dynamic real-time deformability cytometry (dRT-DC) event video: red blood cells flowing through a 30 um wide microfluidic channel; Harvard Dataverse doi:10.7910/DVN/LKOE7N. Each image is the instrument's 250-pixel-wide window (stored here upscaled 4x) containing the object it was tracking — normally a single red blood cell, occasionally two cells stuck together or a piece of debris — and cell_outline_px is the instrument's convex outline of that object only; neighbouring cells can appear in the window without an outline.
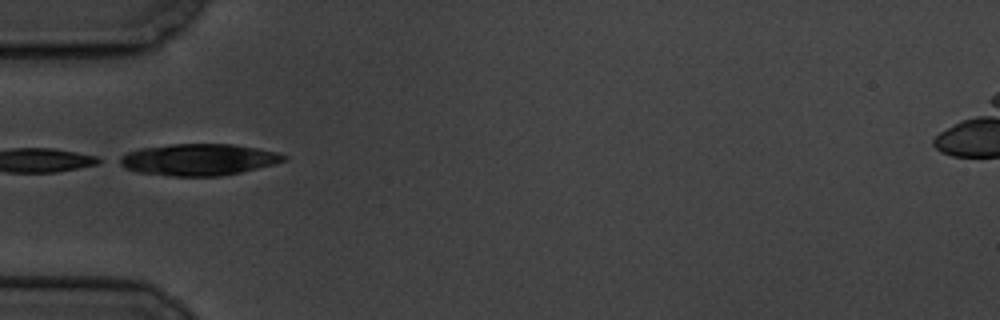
{"species": "common noctule bat (a hibernating species)", "species_latin": "Nyctalus noctula", "temperature_condition": "cold", "stored_images_in_passage": 11, "camera_frame_rate_fps": 3000, "um_per_image_px": 0.085, "animal": {"sex": "male", "body_mass_g": 19.5, "forearm_length_mm": 54.6}, "frame": {"image": 1, "passage_image": 5, "time_ms": 5.333, "image_size_px": [1000, 320], "cell_outline_px": [[288, 160], [240, 172], [220, 176], [172, 176], [136, 172], [124, 168], [112, 160], [128, 152], [140, 148], [172, 144], [232, 144], [280, 152], [288, 156]], "centroid_in_image_um": [16.82, 13.56], "position_along_channel_um": 68.2, "area_um2": 30.52}}
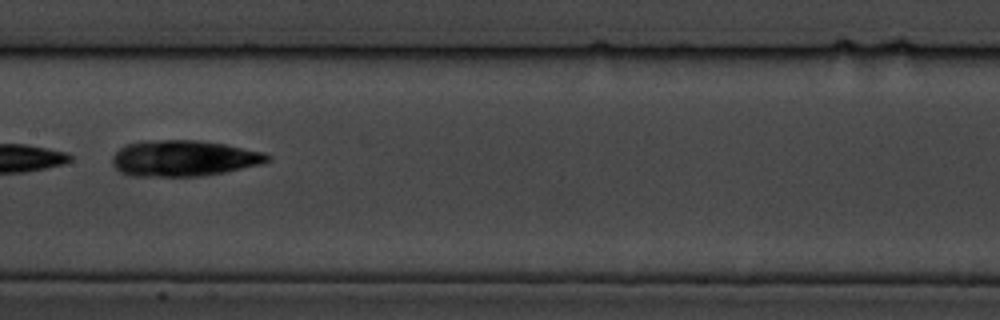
{"frame": {"image": 2, "passage_image": 8, "time_ms": 9.0, "image_size_px": [1000, 320], "cell_outline_px": [[272, 156], [268, 160], [260, 164], [224, 172], [200, 176], [132, 176], [120, 172], [112, 164], [112, 156], [124, 144], [148, 140], [200, 140], [224, 144], [264, 152]], "centroid_in_image_um": [15.58, 13.45], "position_along_channel_um": 191.8, "area_um2": 32.54}}